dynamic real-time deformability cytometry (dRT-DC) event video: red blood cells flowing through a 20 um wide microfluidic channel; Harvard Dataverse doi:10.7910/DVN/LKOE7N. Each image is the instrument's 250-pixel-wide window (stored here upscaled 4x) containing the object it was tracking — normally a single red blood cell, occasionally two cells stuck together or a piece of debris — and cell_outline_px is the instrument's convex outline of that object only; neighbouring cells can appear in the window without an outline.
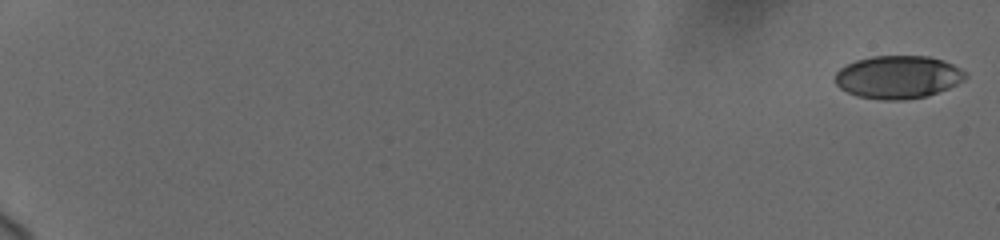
{"species": "human", "species_latin": "Homo sapiens", "temperature_condition": "cold", "stored_images_in_passage": 44, "camera_frame_rate_fps": 3000, "um_per_image_px": 0.085, "donor": {"sex": "female"}, "frame": {"image": 1, "passage_image": 1, "time_ms": 0.0, "image_size_px": [1000, 240], "cell_outline_px": [[968, 76], [964, 80], [948, 88], [924, 96], [904, 100], [880, 100], [856, 96], [840, 88], [832, 80], [836, 72], [840, 68], [856, 60], [872, 56], [928, 56], [944, 60], [968, 72]], "centroid_in_image_um": [76.31, 6.55], "position_along_channel_um": 8.7, "area_um2": 32.77}}
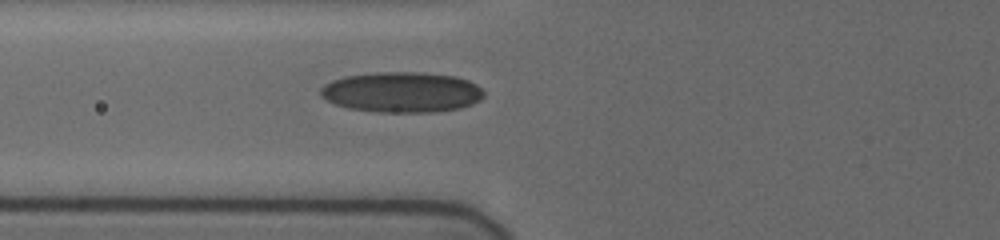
{"frame": {"image": 2, "passage_image": 26, "time_ms": 8.333, "image_size_px": [1000, 240], "cell_outline_px": [[484, 96], [480, 100], [472, 104], [460, 108], [432, 112], [380, 112], [348, 108], [336, 104], [320, 96], [320, 88], [324, 84], [332, 80], [344, 76], [376, 72], [416, 72], [456, 76], [468, 80], [476, 84], [484, 92]], "centroid_in_image_um": [34.15, 7.83], "position_along_channel_um": 91.7, "area_um2": 38.55}}
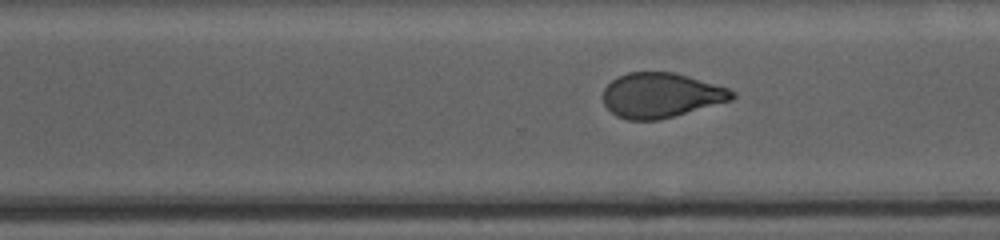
{"frame": {"image": 3, "passage_image": 44, "time_ms": 14.333, "image_size_px": [1000, 240], "cell_outline_px": [[736, 96], [732, 100], [660, 120], [628, 120], [616, 116], [604, 104], [604, 88], [612, 80], [628, 72], [672, 72], [688, 76], [728, 88], [736, 92]], "centroid_in_image_um": [56.2, 8.1], "position_along_channel_um": 314.4, "area_um2": 33.58}}